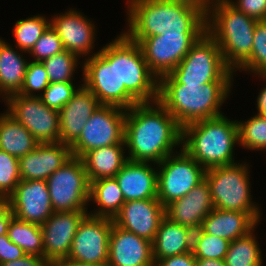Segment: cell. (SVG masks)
Here are the masks:
<instances>
[{"mask_svg": "<svg viewBox=\"0 0 266 266\" xmlns=\"http://www.w3.org/2000/svg\"><path fill=\"white\" fill-rule=\"evenodd\" d=\"M181 139L182 128L158 101L126 109L124 142L128 160L159 164L174 154Z\"/></svg>", "mask_w": 266, "mask_h": 266, "instance_id": "cell-1", "label": "cell"}, {"mask_svg": "<svg viewBox=\"0 0 266 266\" xmlns=\"http://www.w3.org/2000/svg\"><path fill=\"white\" fill-rule=\"evenodd\" d=\"M128 37L203 34L206 12L181 0H128Z\"/></svg>", "mask_w": 266, "mask_h": 266, "instance_id": "cell-2", "label": "cell"}, {"mask_svg": "<svg viewBox=\"0 0 266 266\" xmlns=\"http://www.w3.org/2000/svg\"><path fill=\"white\" fill-rule=\"evenodd\" d=\"M225 115L200 120L182 128V149L205 170L232 165L239 144L238 123Z\"/></svg>", "mask_w": 266, "mask_h": 266, "instance_id": "cell-3", "label": "cell"}, {"mask_svg": "<svg viewBox=\"0 0 266 266\" xmlns=\"http://www.w3.org/2000/svg\"><path fill=\"white\" fill-rule=\"evenodd\" d=\"M232 82L199 84H159L158 102L181 128L223 115L221 106L230 94Z\"/></svg>", "mask_w": 266, "mask_h": 266, "instance_id": "cell-4", "label": "cell"}, {"mask_svg": "<svg viewBox=\"0 0 266 266\" xmlns=\"http://www.w3.org/2000/svg\"><path fill=\"white\" fill-rule=\"evenodd\" d=\"M256 23L228 0H216L206 12V32L216 41L233 72L251 55Z\"/></svg>", "mask_w": 266, "mask_h": 266, "instance_id": "cell-5", "label": "cell"}, {"mask_svg": "<svg viewBox=\"0 0 266 266\" xmlns=\"http://www.w3.org/2000/svg\"><path fill=\"white\" fill-rule=\"evenodd\" d=\"M233 75L216 41L204 32L175 69L159 79V84L232 82Z\"/></svg>", "mask_w": 266, "mask_h": 266, "instance_id": "cell-6", "label": "cell"}, {"mask_svg": "<svg viewBox=\"0 0 266 266\" xmlns=\"http://www.w3.org/2000/svg\"><path fill=\"white\" fill-rule=\"evenodd\" d=\"M84 85L103 105L130 109L139 102L121 86L117 74V38L82 62Z\"/></svg>", "mask_w": 266, "mask_h": 266, "instance_id": "cell-7", "label": "cell"}, {"mask_svg": "<svg viewBox=\"0 0 266 266\" xmlns=\"http://www.w3.org/2000/svg\"><path fill=\"white\" fill-rule=\"evenodd\" d=\"M248 167L239 162L210 168L205 172V179L210 186L214 208L248 213L258 223L262 214L250 195Z\"/></svg>", "mask_w": 266, "mask_h": 266, "instance_id": "cell-8", "label": "cell"}, {"mask_svg": "<svg viewBox=\"0 0 266 266\" xmlns=\"http://www.w3.org/2000/svg\"><path fill=\"white\" fill-rule=\"evenodd\" d=\"M117 74L120 85L139 103L158 101L159 79L148 68L139 43L125 33L117 37Z\"/></svg>", "mask_w": 266, "mask_h": 266, "instance_id": "cell-9", "label": "cell"}, {"mask_svg": "<svg viewBox=\"0 0 266 266\" xmlns=\"http://www.w3.org/2000/svg\"><path fill=\"white\" fill-rule=\"evenodd\" d=\"M46 182L54 212L87 211L90 182L81 158L72 156Z\"/></svg>", "mask_w": 266, "mask_h": 266, "instance_id": "cell-10", "label": "cell"}, {"mask_svg": "<svg viewBox=\"0 0 266 266\" xmlns=\"http://www.w3.org/2000/svg\"><path fill=\"white\" fill-rule=\"evenodd\" d=\"M157 164V198L166 207L205 179L206 170L182 148ZM160 167V168H159Z\"/></svg>", "mask_w": 266, "mask_h": 266, "instance_id": "cell-11", "label": "cell"}, {"mask_svg": "<svg viewBox=\"0 0 266 266\" xmlns=\"http://www.w3.org/2000/svg\"><path fill=\"white\" fill-rule=\"evenodd\" d=\"M126 109L101 104L87 120L79 138L70 146L72 156L82 158L87 152L125 143Z\"/></svg>", "mask_w": 266, "mask_h": 266, "instance_id": "cell-12", "label": "cell"}, {"mask_svg": "<svg viewBox=\"0 0 266 266\" xmlns=\"http://www.w3.org/2000/svg\"><path fill=\"white\" fill-rule=\"evenodd\" d=\"M7 113L21 123L39 143L60 142L59 111L45 105L40 96L19 93L8 96Z\"/></svg>", "mask_w": 266, "mask_h": 266, "instance_id": "cell-13", "label": "cell"}, {"mask_svg": "<svg viewBox=\"0 0 266 266\" xmlns=\"http://www.w3.org/2000/svg\"><path fill=\"white\" fill-rule=\"evenodd\" d=\"M201 35L164 34L129 38L139 43L148 68L160 79L175 69Z\"/></svg>", "mask_w": 266, "mask_h": 266, "instance_id": "cell-14", "label": "cell"}, {"mask_svg": "<svg viewBox=\"0 0 266 266\" xmlns=\"http://www.w3.org/2000/svg\"><path fill=\"white\" fill-rule=\"evenodd\" d=\"M113 220L86 214L80 221L67 259L83 263H108Z\"/></svg>", "mask_w": 266, "mask_h": 266, "instance_id": "cell-15", "label": "cell"}, {"mask_svg": "<svg viewBox=\"0 0 266 266\" xmlns=\"http://www.w3.org/2000/svg\"><path fill=\"white\" fill-rule=\"evenodd\" d=\"M8 199L13 215L24 222L42 225L54 213L45 180H21Z\"/></svg>", "mask_w": 266, "mask_h": 266, "instance_id": "cell-16", "label": "cell"}, {"mask_svg": "<svg viewBox=\"0 0 266 266\" xmlns=\"http://www.w3.org/2000/svg\"><path fill=\"white\" fill-rule=\"evenodd\" d=\"M88 212H54L41 225L44 258L52 266L68 258L78 225Z\"/></svg>", "mask_w": 266, "mask_h": 266, "instance_id": "cell-17", "label": "cell"}, {"mask_svg": "<svg viewBox=\"0 0 266 266\" xmlns=\"http://www.w3.org/2000/svg\"><path fill=\"white\" fill-rule=\"evenodd\" d=\"M165 217V207L158 198H149L126 201L112 220L118 227L153 242Z\"/></svg>", "mask_w": 266, "mask_h": 266, "instance_id": "cell-18", "label": "cell"}, {"mask_svg": "<svg viewBox=\"0 0 266 266\" xmlns=\"http://www.w3.org/2000/svg\"><path fill=\"white\" fill-rule=\"evenodd\" d=\"M86 17L77 10L69 9L50 20V25L61 39L64 50L80 57H91L90 51L95 47V26Z\"/></svg>", "mask_w": 266, "mask_h": 266, "instance_id": "cell-19", "label": "cell"}, {"mask_svg": "<svg viewBox=\"0 0 266 266\" xmlns=\"http://www.w3.org/2000/svg\"><path fill=\"white\" fill-rule=\"evenodd\" d=\"M152 242L113 223L109 239V266H154Z\"/></svg>", "mask_w": 266, "mask_h": 266, "instance_id": "cell-20", "label": "cell"}, {"mask_svg": "<svg viewBox=\"0 0 266 266\" xmlns=\"http://www.w3.org/2000/svg\"><path fill=\"white\" fill-rule=\"evenodd\" d=\"M72 157L71 148L62 142L39 143L36 148L19 158L21 180H47Z\"/></svg>", "mask_w": 266, "mask_h": 266, "instance_id": "cell-21", "label": "cell"}, {"mask_svg": "<svg viewBox=\"0 0 266 266\" xmlns=\"http://www.w3.org/2000/svg\"><path fill=\"white\" fill-rule=\"evenodd\" d=\"M213 209L210 186L204 179L187 195L168 204L165 216L174 223L197 230Z\"/></svg>", "mask_w": 266, "mask_h": 266, "instance_id": "cell-22", "label": "cell"}, {"mask_svg": "<svg viewBox=\"0 0 266 266\" xmlns=\"http://www.w3.org/2000/svg\"><path fill=\"white\" fill-rule=\"evenodd\" d=\"M100 105L93 93L81 84L71 100L59 111L60 142L71 146L81 135L87 120Z\"/></svg>", "mask_w": 266, "mask_h": 266, "instance_id": "cell-23", "label": "cell"}, {"mask_svg": "<svg viewBox=\"0 0 266 266\" xmlns=\"http://www.w3.org/2000/svg\"><path fill=\"white\" fill-rule=\"evenodd\" d=\"M149 162L128 160L114 176L126 201L157 198L156 168Z\"/></svg>", "mask_w": 266, "mask_h": 266, "instance_id": "cell-24", "label": "cell"}, {"mask_svg": "<svg viewBox=\"0 0 266 266\" xmlns=\"http://www.w3.org/2000/svg\"><path fill=\"white\" fill-rule=\"evenodd\" d=\"M256 225L258 223L248 213L214 208L205 217L200 229L204 233L232 242L247 235Z\"/></svg>", "mask_w": 266, "mask_h": 266, "instance_id": "cell-25", "label": "cell"}, {"mask_svg": "<svg viewBox=\"0 0 266 266\" xmlns=\"http://www.w3.org/2000/svg\"><path fill=\"white\" fill-rule=\"evenodd\" d=\"M194 230L165 217L152 242L154 262L166 257L192 252Z\"/></svg>", "mask_w": 266, "mask_h": 266, "instance_id": "cell-26", "label": "cell"}, {"mask_svg": "<svg viewBox=\"0 0 266 266\" xmlns=\"http://www.w3.org/2000/svg\"><path fill=\"white\" fill-rule=\"evenodd\" d=\"M124 150L125 143H119L87 152L81 159L89 182L114 177L128 161Z\"/></svg>", "mask_w": 266, "mask_h": 266, "instance_id": "cell-27", "label": "cell"}, {"mask_svg": "<svg viewBox=\"0 0 266 266\" xmlns=\"http://www.w3.org/2000/svg\"><path fill=\"white\" fill-rule=\"evenodd\" d=\"M38 144L34 136L6 111L0 115V150L19 159Z\"/></svg>", "mask_w": 266, "mask_h": 266, "instance_id": "cell-28", "label": "cell"}, {"mask_svg": "<svg viewBox=\"0 0 266 266\" xmlns=\"http://www.w3.org/2000/svg\"><path fill=\"white\" fill-rule=\"evenodd\" d=\"M0 38V87L10 96L19 93L24 84L27 59Z\"/></svg>", "mask_w": 266, "mask_h": 266, "instance_id": "cell-29", "label": "cell"}, {"mask_svg": "<svg viewBox=\"0 0 266 266\" xmlns=\"http://www.w3.org/2000/svg\"><path fill=\"white\" fill-rule=\"evenodd\" d=\"M98 209L88 213L93 216L113 219L120 211L125 199L115 177L101 178L90 182V199ZM93 212V213H92Z\"/></svg>", "mask_w": 266, "mask_h": 266, "instance_id": "cell-30", "label": "cell"}, {"mask_svg": "<svg viewBox=\"0 0 266 266\" xmlns=\"http://www.w3.org/2000/svg\"><path fill=\"white\" fill-rule=\"evenodd\" d=\"M7 235L26 254L44 258L41 225L24 222L13 216L8 225Z\"/></svg>", "mask_w": 266, "mask_h": 266, "instance_id": "cell-31", "label": "cell"}, {"mask_svg": "<svg viewBox=\"0 0 266 266\" xmlns=\"http://www.w3.org/2000/svg\"><path fill=\"white\" fill-rule=\"evenodd\" d=\"M253 233L254 229L230 242L224 259L226 266H263L262 251Z\"/></svg>", "mask_w": 266, "mask_h": 266, "instance_id": "cell-32", "label": "cell"}, {"mask_svg": "<svg viewBox=\"0 0 266 266\" xmlns=\"http://www.w3.org/2000/svg\"><path fill=\"white\" fill-rule=\"evenodd\" d=\"M12 31L15 36L17 50L21 53H29L34 44L50 26V21L45 16L34 15L33 17L18 20Z\"/></svg>", "mask_w": 266, "mask_h": 266, "instance_id": "cell-33", "label": "cell"}, {"mask_svg": "<svg viewBox=\"0 0 266 266\" xmlns=\"http://www.w3.org/2000/svg\"><path fill=\"white\" fill-rule=\"evenodd\" d=\"M230 241L204 233L200 228L194 230L192 253L195 259L224 260Z\"/></svg>", "mask_w": 266, "mask_h": 266, "instance_id": "cell-34", "label": "cell"}, {"mask_svg": "<svg viewBox=\"0 0 266 266\" xmlns=\"http://www.w3.org/2000/svg\"><path fill=\"white\" fill-rule=\"evenodd\" d=\"M239 145L249 150L266 149V116L257 113L247 121H238Z\"/></svg>", "mask_w": 266, "mask_h": 266, "instance_id": "cell-35", "label": "cell"}, {"mask_svg": "<svg viewBox=\"0 0 266 266\" xmlns=\"http://www.w3.org/2000/svg\"><path fill=\"white\" fill-rule=\"evenodd\" d=\"M79 56L67 50L42 61L49 82H73V74L79 64Z\"/></svg>", "mask_w": 266, "mask_h": 266, "instance_id": "cell-36", "label": "cell"}, {"mask_svg": "<svg viewBox=\"0 0 266 266\" xmlns=\"http://www.w3.org/2000/svg\"><path fill=\"white\" fill-rule=\"evenodd\" d=\"M256 75L266 74V20L257 21L250 57L237 69Z\"/></svg>", "mask_w": 266, "mask_h": 266, "instance_id": "cell-37", "label": "cell"}, {"mask_svg": "<svg viewBox=\"0 0 266 266\" xmlns=\"http://www.w3.org/2000/svg\"><path fill=\"white\" fill-rule=\"evenodd\" d=\"M20 181L19 159L0 150V198H8Z\"/></svg>", "mask_w": 266, "mask_h": 266, "instance_id": "cell-38", "label": "cell"}, {"mask_svg": "<svg viewBox=\"0 0 266 266\" xmlns=\"http://www.w3.org/2000/svg\"><path fill=\"white\" fill-rule=\"evenodd\" d=\"M77 89L73 82H51L43 93L37 92V96H40L42 102L49 108L60 111L71 100Z\"/></svg>", "mask_w": 266, "mask_h": 266, "instance_id": "cell-39", "label": "cell"}, {"mask_svg": "<svg viewBox=\"0 0 266 266\" xmlns=\"http://www.w3.org/2000/svg\"><path fill=\"white\" fill-rule=\"evenodd\" d=\"M50 84L48 73L42 62L29 61L23 87L19 94L26 96H37L36 92L43 91ZM35 92V93H34Z\"/></svg>", "mask_w": 266, "mask_h": 266, "instance_id": "cell-40", "label": "cell"}, {"mask_svg": "<svg viewBox=\"0 0 266 266\" xmlns=\"http://www.w3.org/2000/svg\"><path fill=\"white\" fill-rule=\"evenodd\" d=\"M62 51H64V48L61 39L50 25L34 44L29 54H31L35 62H42L43 60L50 58L55 54L61 53Z\"/></svg>", "mask_w": 266, "mask_h": 266, "instance_id": "cell-41", "label": "cell"}, {"mask_svg": "<svg viewBox=\"0 0 266 266\" xmlns=\"http://www.w3.org/2000/svg\"><path fill=\"white\" fill-rule=\"evenodd\" d=\"M228 1L233 7L243 12L245 15L257 21L266 20V0H237V2L232 0Z\"/></svg>", "mask_w": 266, "mask_h": 266, "instance_id": "cell-42", "label": "cell"}, {"mask_svg": "<svg viewBox=\"0 0 266 266\" xmlns=\"http://www.w3.org/2000/svg\"><path fill=\"white\" fill-rule=\"evenodd\" d=\"M25 255L23 249L12 242L8 235L0 236V264L17 260Z\"/></svg>", "mask_w": 266, "mask_h": 266, "instance_id": "cell-43", "label": "cell"}, {"mask_svg": "<svg viewBox=\"0 0 266 266\" xmlns=\"http://www.w3.org/2000/svg\"><path fill=\"white\" fill-rule=\"evenodd\" d=\"M154 266H196V259L192 252L170 256L158 260Z\"/></svg>", "mask_w": 266, "mask_h": 266, "instance_id": "cell-44", "label": "cell"}, {"mask_svg": "<svg viewBox=\"0 0 266 266\" xmlns=\"http://www.w3.org/2000/svg\"><path fill=\"white\" fill-rule=\"evenodd\" d=\"M0 266H52L45 258L36 255L26 254L22 258L14 261H8Z\"/></svg>", "mask_w": 266, "mask_h": 266, "instance_id": "cell-45", "label": "cell"}, {"mask_svg": "<svg viewBox=\"0 0 266 266\" xmlns=\"http://www.w3.org/2000/svg\"><path fill=\"white\" fill-rule=\"evenodd\" d=\"M8 198H0V236L7 235L8 225L13 217Z\"/></svg>", "mask_w": 266, "mask_h": 266, "instance_id": "cell-46", "label": "cell"}, {"mask_svg": "<svg viewBox=\"0 0 266 266\" xmlns=\"http://www.w3.org/2000/svg\"><path fill=\"white\" fill-rule=\"evenodd\" d=\"M258 77L266 81V75H259ZM256 102L258 113L266 116V87L261 89Z\"/></svg>", "mask_w": 266, "mask_h": 266, "instance_id": "cell-47", "label": "cell"}, {"mask_svg": "<svg viewBox=\"0 0 266 266\" xmlns=\"http://www.w3.org/2000/svg\"><path fill=\"white\" fill-rule=\"evenodd\" d=\"M55 266H109V265L108 263L92 264V263L78 262V261L70 260V259H64V260L59 261Z\"/></svg>", "mask_w": 266, "mask_h": 266, "instance_id": "cell-48", "label": "cell"}, {"mask_svg": "<svg viewBox=\"0 0 266 266\" xmlns=\"http://www.w3.org/2000/svg\"><path fill=\"white\" fill-rule=\"evenodd\" d=\"M200 7L203 11L207 12L216 0H181Z\"/></svg>", "mask_w": 266, "mask_h": 266, "instance_id": "cell-49", "label": "cell"}, {"mask_svg": "<svg viewBox=\"0 0 266 266\" xmlns=\"http://www.w3.org/2000/svg\"><path fill=\"white\" fill-rule=\"evenodd\" d=\"M196 266H226L225 260L196 259Z\"/></svg>", "mask_w": 266, "mask_h": 266, "instance_id": "cell-50", "label": "cell"}, {"mask_svg": "<svg viewBox=\"0 0 266 266\" xmlns=\"http://www.w3.org/2000/svg\"><path fill=\"white\" fill-rule=\"evenodd\" d=\"M0 95H2V97H3V101H6L7 102V99H8V96L2 91V89H1V87H0Z\"/></svg>", "mask_w": 266, "mask_h": 266, "instance_id": "cell-51", "label": "cell"}]
</instances>
